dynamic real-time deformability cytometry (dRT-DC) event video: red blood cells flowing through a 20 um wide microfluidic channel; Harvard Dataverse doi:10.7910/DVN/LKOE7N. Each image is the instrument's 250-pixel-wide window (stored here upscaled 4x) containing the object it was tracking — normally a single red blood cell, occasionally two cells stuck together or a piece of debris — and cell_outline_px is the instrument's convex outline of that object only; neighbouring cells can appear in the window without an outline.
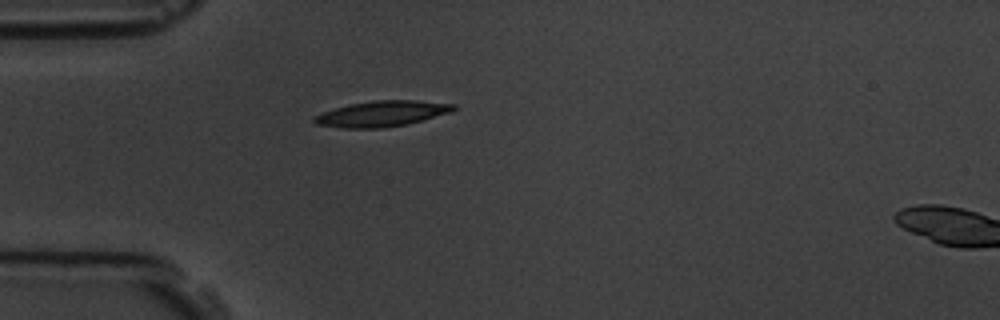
{"species": "common noctule bat (a hibernating species)", "species_latin": "Nyctalus noctula", "temperature_condition": "room temperature", "stored_images_in_passage": 2, "camera_frame_rate_fps": 3000, "um_per_image_px": 0.085, "animal": {"sex": "male", "body_mass_g": 19.5, "forearm_length_mm": 54.6}, "frame": {"image": 1, "passage_image": 1, "time_ms": 0.0, "image_size_px": [1000, 320], "cell_outline_px": [[456, 108], [452, 112], [408, 124], [380, 128], [344, 128], [316, 124], [312, 120], [312, 116], [336, 108], [352, 104], [372, 100], [416, 100], [456, 104]], "centroid_in_image_um": [32.49, 9.66], "position_along_channel_um": 52.5, "area_um2": 20.81}}